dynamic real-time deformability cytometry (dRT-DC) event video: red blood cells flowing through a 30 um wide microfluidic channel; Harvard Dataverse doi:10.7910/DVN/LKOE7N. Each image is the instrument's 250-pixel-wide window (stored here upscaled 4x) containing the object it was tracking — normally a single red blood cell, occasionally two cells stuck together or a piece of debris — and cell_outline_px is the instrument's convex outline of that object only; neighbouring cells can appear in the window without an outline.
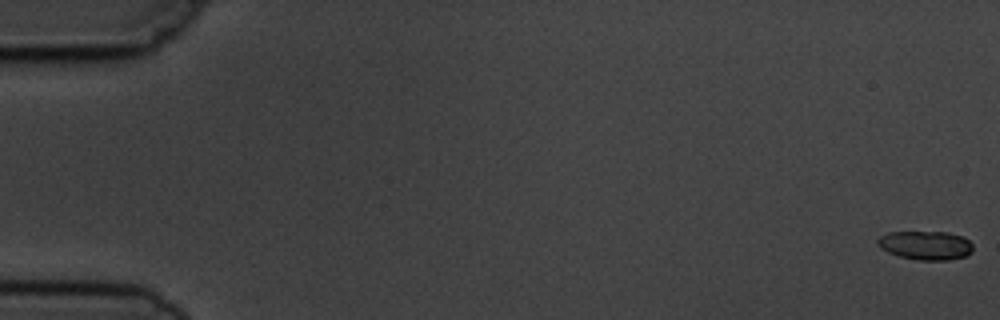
{"species": "common noctule bat (a hibernating species)", "species_latin": "Nyctalus noctula", "temperature_condition": "cold", "stored_images_in_passage": 6, "camera_frame_rate_fps": 3000, "um_per_image_px": 0.085, "animal": {"sex": "male", "body_mass_g": 19.5, "forearm_length_mm": 54.6}, "frame": {"image": 1, "passage_image": 1, "time_ms": 0.0, "image_size_px": [1000, 320], "cell_outline_px": [[972, 252], [968, 256], [948, 260], [916, 260], [900, 256], [888, 252], [880, 248], [876, 244], [876, 240], [880, 236], [888, 232], [948, 232], [964, 236], [972, 244]], "centroid_in_image_um": [78.68, 20.85], "position_along_channel_um": 6.3, "area_um2": 16.24}}
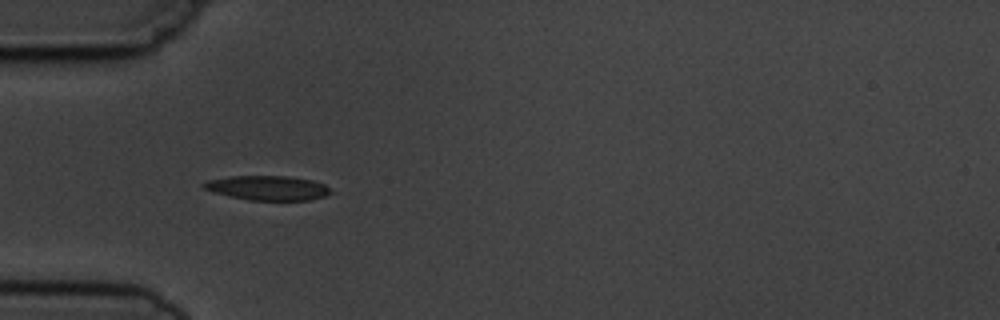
{"frame": {"image": 2, "passage_image": 5, "time_ms": 5.667, "image_size_px": [1000, 320], "cell_outline_px": [[332, 192], [324, 196], [308, 200], [248, 200], [228, 196], [212, 192], [204, 188], [200, 184], [208, 180], [232, 176], [288, 176], [312, 180], [324, 184]], "centroid_in_image_um": [22.72, 15.97], "position_along_channel_um": 62.3, "area_um2": 18.09}}
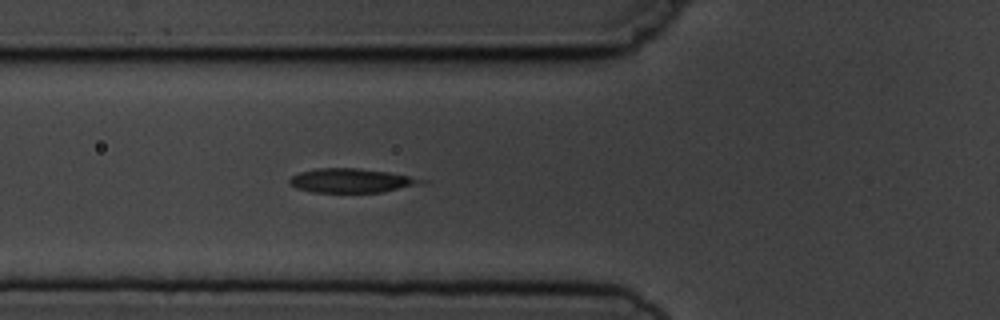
{"frame": {"image": 3, "passage_image": 6, "time_ms": 6.667, "image_size_px": [1000, 320], "cell_outline_px": [[428, 180], [424, 184], [380, 192], [312, 192], [296, 188], [288, 184], [288, 180], [292, 176], [300, 172], [316, 168], [356, 168], [388, 172]], "centroid_in_image_um": [29.84, 15.35], "position_along_channel_um": 96.0, "area_um2": 18.5}}